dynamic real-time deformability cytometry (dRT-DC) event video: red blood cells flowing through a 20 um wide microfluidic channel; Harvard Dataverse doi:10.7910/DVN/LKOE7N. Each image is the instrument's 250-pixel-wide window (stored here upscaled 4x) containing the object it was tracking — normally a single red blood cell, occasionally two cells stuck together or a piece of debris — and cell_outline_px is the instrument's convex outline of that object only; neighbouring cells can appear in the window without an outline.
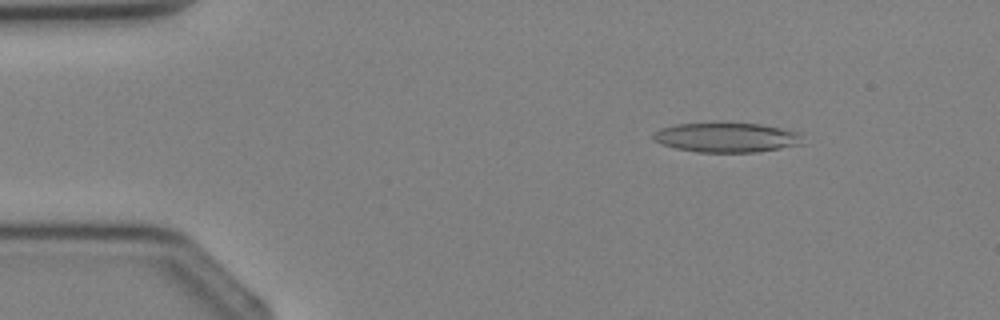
{"species": "Egyptian fruit bat (a non-hibernating species)", "species_latin": "Rousettus aegyptiacus", "temperature_condition": "cold", "stored_images_in_passage": 3, "camera_frame_rate_fps": 3000, "um_per_image_px": 0.085, "animal": {"sex": "female"}, "frame": {"image": 1, "passage_image": 2, "time_ms": 1.0, "image_size_px": [1000, 320], "cell_outline_px": [[804, 144], [756, 152], [696, 152], [676, 148], [664, 144], [656, 140], [652, 136], [652, 132], [660, 128], [676, 124], [760, 124], [800, 132]], "centroid_in_image_um": [61.78, 11.69], "position_along_channel_um": 23.2, "area_um2": 25.43}}